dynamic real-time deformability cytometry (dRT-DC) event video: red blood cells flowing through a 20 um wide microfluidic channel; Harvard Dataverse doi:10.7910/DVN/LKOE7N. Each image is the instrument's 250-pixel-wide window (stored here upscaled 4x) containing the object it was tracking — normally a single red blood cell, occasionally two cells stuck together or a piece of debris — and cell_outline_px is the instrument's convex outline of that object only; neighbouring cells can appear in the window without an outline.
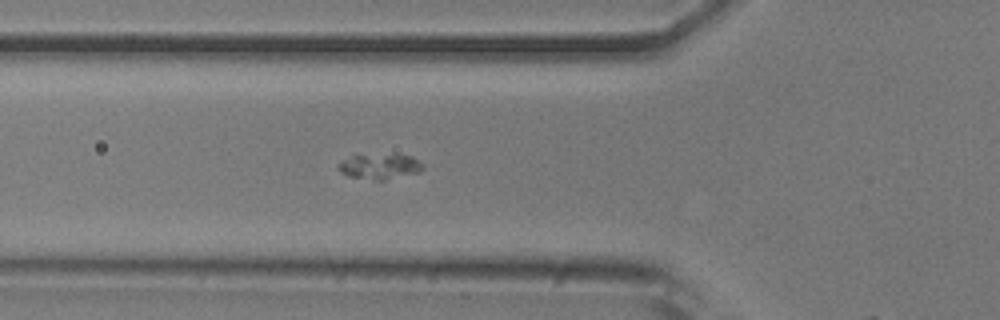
{"species": "common noctule bat (a hibernating species)", "species_latin": "Nyctalus noctula", "temperature_condition": "room temperature", "stored_images_in_passage": 46, "camera_frame_rate_fps": 3000, "um_per_image_px": 0.085, "animal": {"sex": "male", "body_mass_g": 20.5, "forearm_length_mm": 52.5}, "frame": {"image": 1, "passage_image": 13, "time_ms": 4.0, "image_size_px": [1000, 320], "cell_outline_px": [[424, 168], [420, 172], [384, 180], [376, 180], [348, 176], [340, 172], [336, 168], [336, 164], [352, 156], [412, 156], [424, 164]], "centroid_in_image_um": [32.28, 14.18], "position_along_channel_um": 93.5, "area_um2": 12.08}}
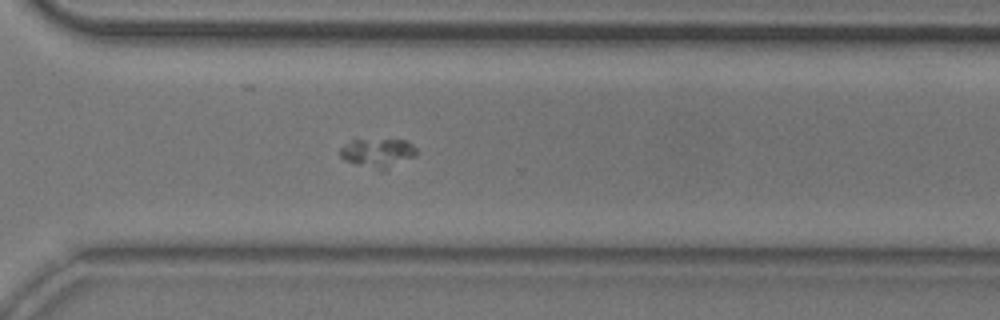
{"frame": {"image": 2, "passage_image": 32, "time_ms": 10.333, "image_size_px": [1000, 320], "cell_outline_px": [[416, 156], [380, 172], [344, 160], [340, 156], [340, 148], [352, 140], [408, 140], [416, 148]], "centroid_in_image_um": [32.12, 13.02], "position_along_channel_um": 338.5, "area_um2": 12.95}}
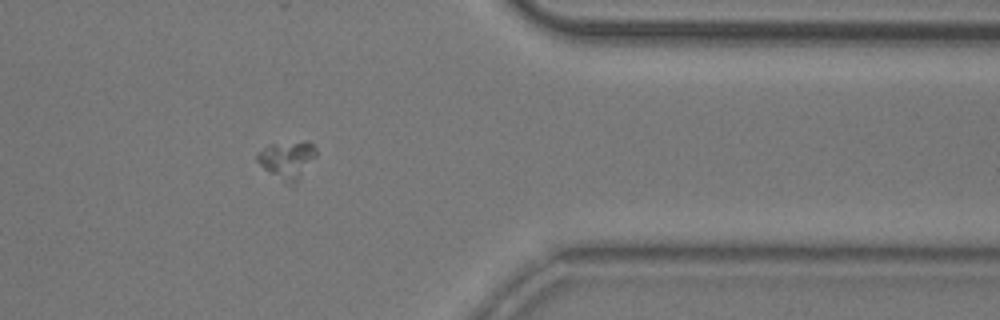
{"frame": {"image": 3, "passage_image": 37, "time_ms": 12.0, "image_size_px": [1000, 320], "cell_outline_px": [[316, 156], [300, 180], [296, 184], [292, 184], [284, 180], [264, 168], [256, 160], [256, 152], [268, 144], [304, 140], [308, 140], [316, 148]], "centroid_in_image_um": [24.44, 13.53], "position_along_channel_um": 387.0, "area_um2": 13.01}}